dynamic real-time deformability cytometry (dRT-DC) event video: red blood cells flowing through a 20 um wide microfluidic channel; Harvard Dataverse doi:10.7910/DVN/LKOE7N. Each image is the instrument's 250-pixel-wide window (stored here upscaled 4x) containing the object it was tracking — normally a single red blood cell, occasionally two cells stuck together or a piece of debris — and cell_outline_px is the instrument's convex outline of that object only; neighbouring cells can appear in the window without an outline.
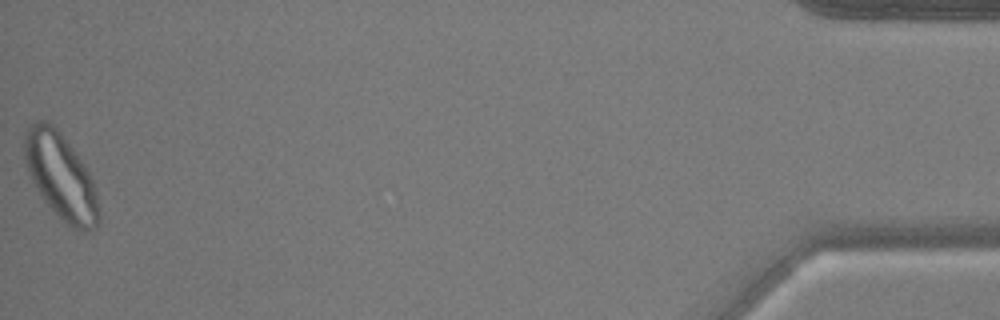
{"species": "common noctule bat (a hibernating species)", "species_latin": "Nyctalus noctula", "temperature_condition": "warm", "stored_images_in_passage": 53, "camera_frame_rate_fps": 3000, "um_per_image_px": 0.085, "animal": {"sex": "male", "body_mass_g": 17.9, "forearm_length_mm": 54.2}, "frame": {"image": 1, "passage_image": 53, "time_ms": 17.333, "image_size_px": [1000, 320], "cell_outline_px": [[100, 220], [96, 228], [84, 232], [72, 228], [44, 200], [32, 180], [24, 160], [24, 132], [36, 120], [48, 120], [60, 132], [72, 148], [88, 172], [92, 180], [96, 192], [100, 216]], "centroid_in_image_um": [5.17, 14.98], "position_along_channel_um": 430.0, "area_um2": 36.7}}